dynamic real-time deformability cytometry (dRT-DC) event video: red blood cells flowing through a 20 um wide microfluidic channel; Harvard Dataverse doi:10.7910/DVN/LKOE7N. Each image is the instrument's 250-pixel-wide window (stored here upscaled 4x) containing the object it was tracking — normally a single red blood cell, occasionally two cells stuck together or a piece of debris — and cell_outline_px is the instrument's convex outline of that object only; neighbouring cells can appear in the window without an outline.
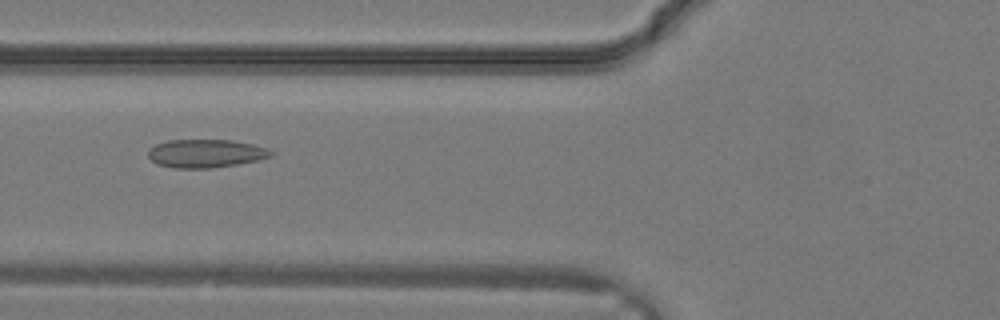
{"species": "common noctule bat (a hibernating species)", "species_latin": "Nyctalus noctula", "temperature_condition": "warm", "stored_images_in_passage": 27, "camera_frame_rate_fps": 3000, "um_per_image_px": 0.085, "animal": {"sex": "male", "body_mass_g": 19.2, "forearm_length_mm": 51.8}, "frame": {"image": 1, "passage_image": 8, "time_ms": 2.333, "image_size_px": [1000, 320], "cell_outline_px": [[272, 156], [256, 160], [236, 164], [212, 168], [172, 168], [156, 164], [148, 156], [148, 148], [156, 144], [168, 140], [232, 140], [252, 144], [264, 148], [272, 152]], "centroid_in_image_um": [17.41, 13.04], "position_along_channel_um": 108.4, "area_um2": 20.11}}
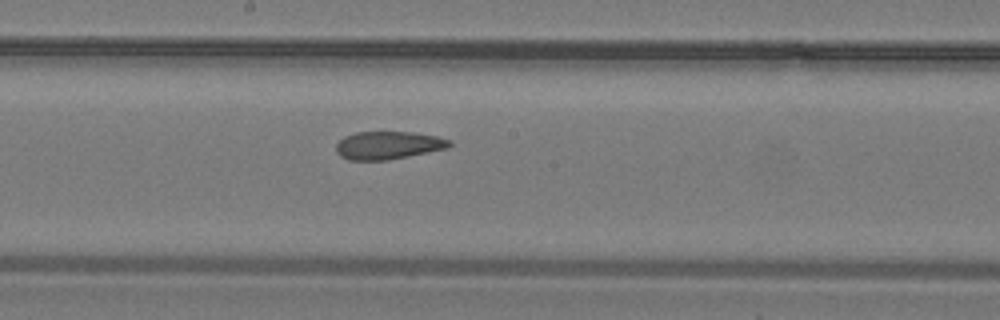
{"frame": {"image": 2, "passage_image": 13, "time_ms": 4.0, "image_size_px": [1000, 320], "cell_outline_px": [[452, 144], [448, 148], [388, 160], [348, 160], [340, 156], [336, 152], [336, 144], [344, 136], [356, 132], [412, 132], [436, 136], [452, 140]], "centroid_in_image_um": [32.99, 12.35], "position_along_channel_um": 215.2, "area_um2": 18.5}}
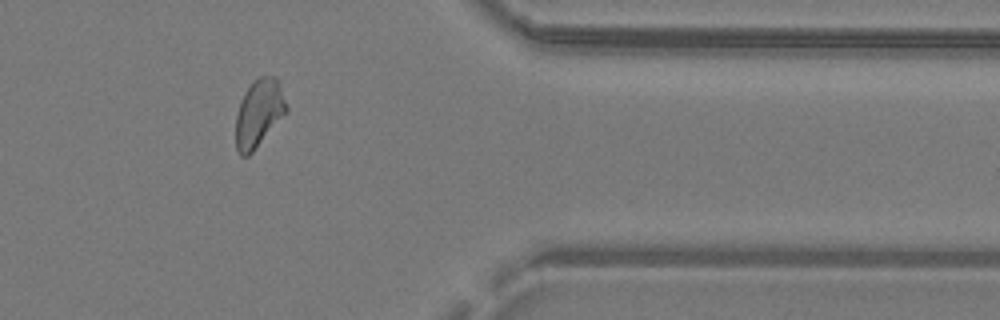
{"frame": {"image": 3, "passage_image": 22, "time_ms": 7.0, "image_size_px": [1000, 320], "cell_outline_px": [[288, 112], [252, 152], [248, 156], [240, 156], [236, 148], [236, 116], [240, 104], [248, 88], [260, 76], [276, 76], [288, 108]], "centroid_in_image_um": [22.02, 9.65], "position_along_channel_um": 389.4, "area_um2": 19.59}}